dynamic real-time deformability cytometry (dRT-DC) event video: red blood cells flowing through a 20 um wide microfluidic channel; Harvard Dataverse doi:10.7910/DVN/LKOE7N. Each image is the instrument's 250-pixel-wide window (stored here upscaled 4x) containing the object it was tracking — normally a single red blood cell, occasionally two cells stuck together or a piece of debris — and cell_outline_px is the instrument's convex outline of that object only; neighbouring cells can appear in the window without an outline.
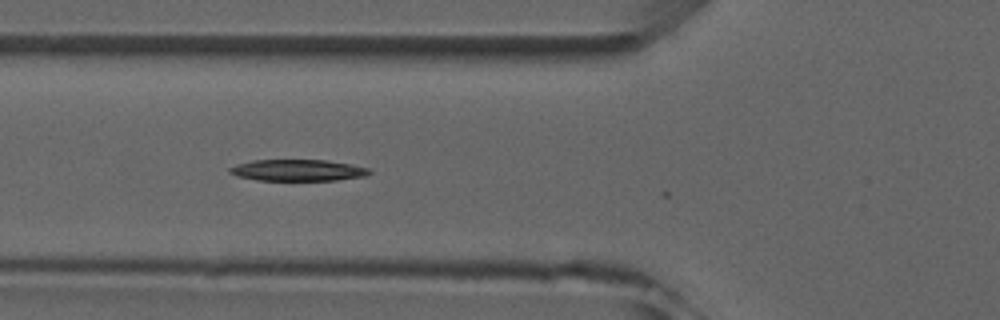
{"species": "common noctule bat (a hibernating species)", "species_latin": "Nyctalus noctula", "temperature_condition": "room temperature", "stored_images_in_passage": 6, "camera_frame_rate_fps": 3000, "um_per_image_px": 0.085, "animal": {"sex": "male", "forearm_length_mm": 52.5}, "frame": {"image": 1, "passage_image": 5, "time_ms": 5.0, "image_size_px": [1000, 320], "cell_outline_px": [[372, 172], [368, 176], [336, 180], [256, 180], [236, 176], [228, 172], [228, 168], [236, 164], [252, 160], [324, 160], [352, 164], [368, 168]], "centroid_in_image_um": [25.3, 14.47], "position_along_channel_um": 100.5, "area_um2": 17.57}}
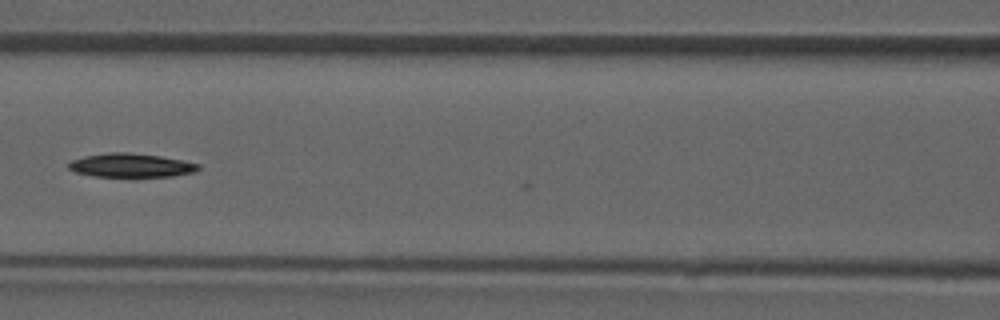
{"frame": {"image": 2, "passage_image": 6, "time_ms": 6.333, "image_size_px": [1000, 320], "cell_outline_px": [[200, 168], [196, 172], [172, 176], [92, 176], [76, 172], [68, 168], [68, 164], [72, 160], [84, 156], [108, 152], [128, 152], [160, 156], [200, 164]], "centroid_in_image_um": [11.13, 14.05], "position_along_channel_um": 155.5, "area_um2": 17.86}}